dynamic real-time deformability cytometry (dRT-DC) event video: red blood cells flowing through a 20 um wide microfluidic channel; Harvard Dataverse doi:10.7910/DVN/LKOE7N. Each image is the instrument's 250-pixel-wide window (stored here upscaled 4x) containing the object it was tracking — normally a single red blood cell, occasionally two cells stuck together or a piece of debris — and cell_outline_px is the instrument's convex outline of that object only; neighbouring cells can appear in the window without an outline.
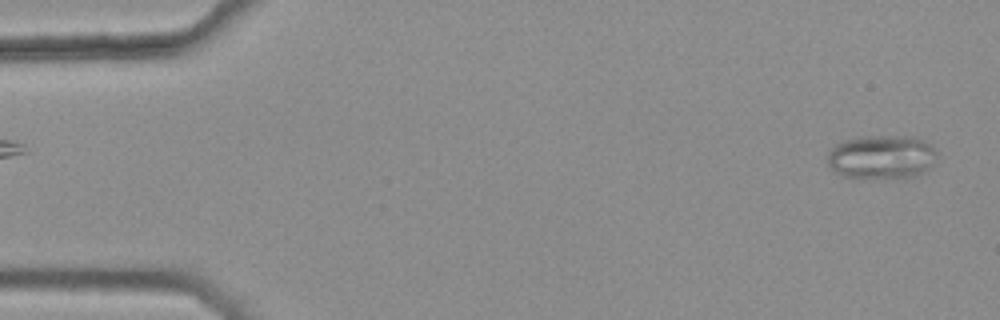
{"species": "common noctule bat (a hibernating species)", "species_latin": "Nyctalus noctula", "temperature_condition": "warm", "stored_images_in_passage": 5, "camera_frame_rate_fps": 3000, "um_per_image_px": 0.085, "animal": {"sex": "female", "body_mass_g": 25.1}, "frame": {"image": 1, "passage_image": 5, "time_ms": 1.333, "image_size_px": [1000, 320], "cell_outline_px": [[936, 152], [932, 164], [924, 172], [908, 176], [844, 176], [836, 172], [828, 164], [828, 152], [836, 144], [844, 140], [860, 136], [908, 136], [924, 140], [936, 148]], "centroid_in_image_um": [74.93, 13.29], "position_along_channel_um": 10.1, "area_um2": 27.22}}